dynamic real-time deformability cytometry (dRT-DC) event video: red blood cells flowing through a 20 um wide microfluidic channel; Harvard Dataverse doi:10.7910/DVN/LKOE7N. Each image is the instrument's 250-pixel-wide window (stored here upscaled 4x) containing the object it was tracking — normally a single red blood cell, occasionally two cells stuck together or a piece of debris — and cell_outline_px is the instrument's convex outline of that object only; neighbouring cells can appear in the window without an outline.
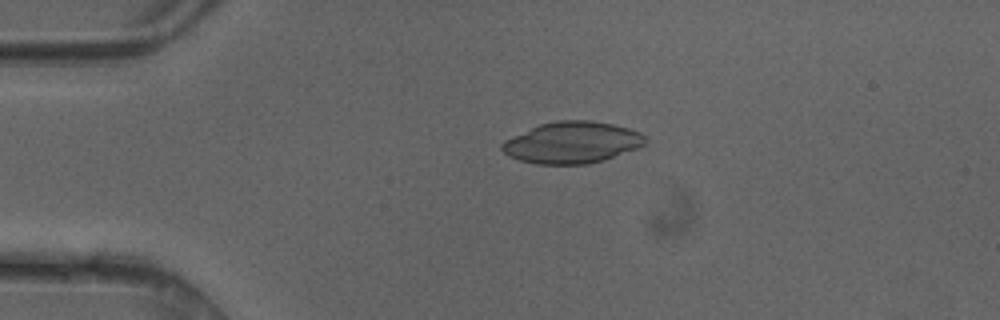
{"species": "common noctule bat (a hibernating species)", "species_latin": "Nyctalus noctula", "temperature_condition": "cold", "stored_images_in_passage": 49, "camera_frame_rate_fps": 3000, "um_per_image_px": 0.085, "animal": {"sex": "female"}, "frame": {"image": 1, "passage_image": 11, "time_ms": 3.333, "image_size_px": [1000, 320], "cell_outline_px": [[648, 140], [644, 144], [636, 148], [604, 160], [588, 164], [536, 164], [520, 160], [508, 156], [500, 148], [500, 144], [504, 140], [540, 124], [556, 120], [588, 120], [612, 124], [628, 128], [640, 132]], "centroid_in_image_um": [48.6, 12.11], "position_along_channel_um": 36.4, "area_um2": 34.56}}
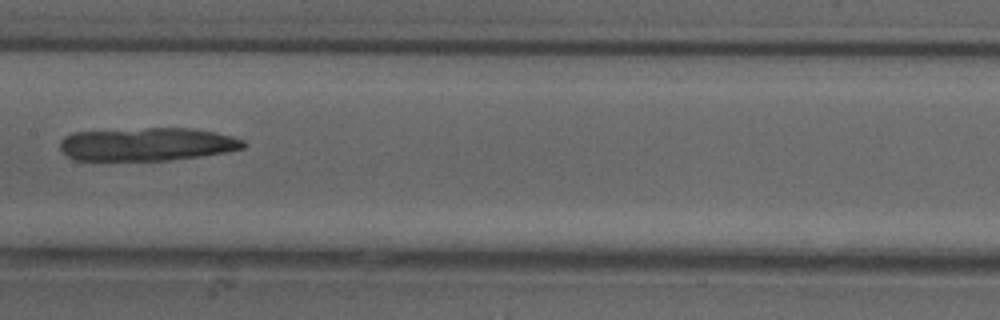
{"frame": {"image": 2, "passage_image": 25, "time_ms": 8.0, "image_size_px": [1000, 320], "cell_outline_px": [[248, 144], [244, 148], [224, 152], [200, 156], [168, 160], [76, 160], [68, 156], [60, 148], [60, 140], [64, 136], [72, 132], [148, 128], [188, 128], [212, 132], [232, 136], [244, 140]], "centroid_in_image_um": [12.49, 12.26], "position_along_channel_um": 194.9, "area_um2": 35.32}}
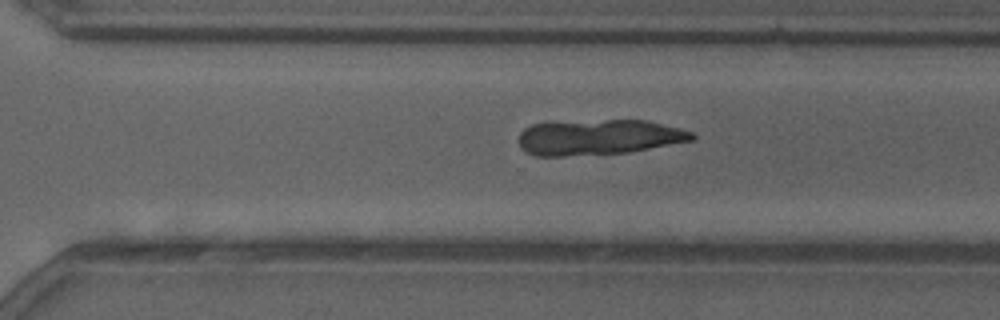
{"frame": {"image": 3, "passage_image": 34, "time_ms": 11.0, "image_size_px": [1000, 320], "cell_outline_px": [[696, 140], [628, 152], [564, 156], [536, 156], [520, 148], [520, 132], [524, 128], [532, 124], [608, 120], [644, 120], [680, 128], [692, 132], [696, 136]], "centroid_in_image_um": [50.92, 11.67], "position_along_channel_um": 319.7, "area_um2": 35.43}}